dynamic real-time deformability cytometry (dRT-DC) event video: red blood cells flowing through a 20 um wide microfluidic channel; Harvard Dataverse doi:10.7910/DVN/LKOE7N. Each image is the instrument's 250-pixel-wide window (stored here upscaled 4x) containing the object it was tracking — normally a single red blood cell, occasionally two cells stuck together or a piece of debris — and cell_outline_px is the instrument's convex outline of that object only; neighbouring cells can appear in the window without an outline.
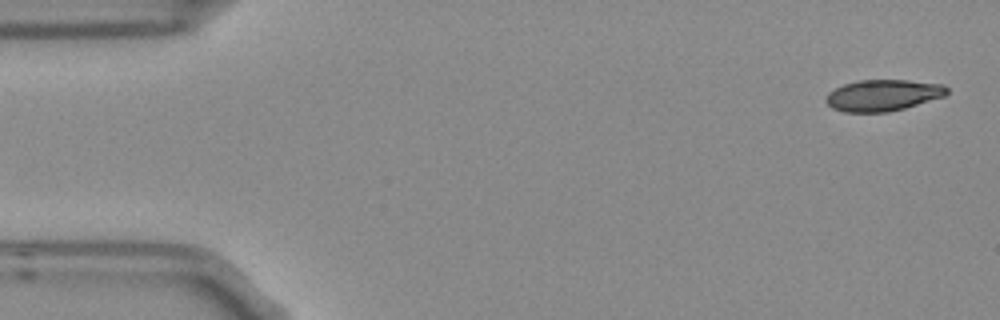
{"species": "Egyptian fruit bat (a non-hibernating species)", "species_latin": "Rousettus aegyptiacus", "temperature_condition": "room temperature", "stored_images_in_passage": 3, "camera_frame_rate_fps": 3000, "um_per_image_px": 0.085, "frame": {"image": 1, "passage_image": 1, "time_ms": 0.0, "image_size_px": [1000, 320], "cell_outline_px": [[948, 92], [944, 96], [904, 108], [888, 112], [844, 112], [832, 108], [824, 100], [824, 96], [828, 92], [844, 84], [856, 80], [908, 80], [944, 84], [948, 88]], "centroid_in_image_um": [75.02, 8.09], "position_along_channel_um": 10.0, "area_um2": 22.2}}